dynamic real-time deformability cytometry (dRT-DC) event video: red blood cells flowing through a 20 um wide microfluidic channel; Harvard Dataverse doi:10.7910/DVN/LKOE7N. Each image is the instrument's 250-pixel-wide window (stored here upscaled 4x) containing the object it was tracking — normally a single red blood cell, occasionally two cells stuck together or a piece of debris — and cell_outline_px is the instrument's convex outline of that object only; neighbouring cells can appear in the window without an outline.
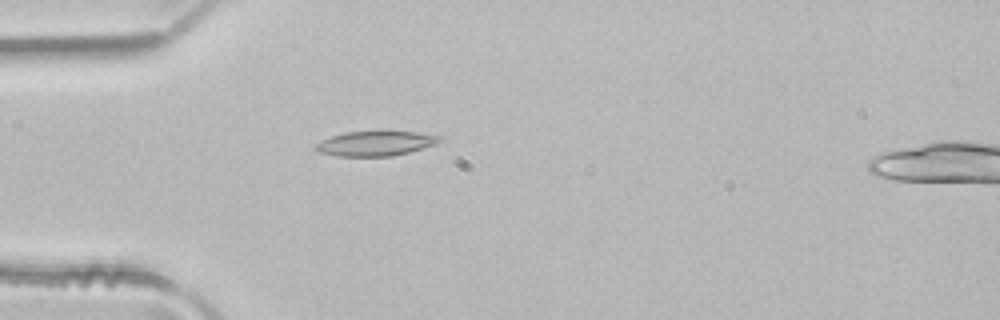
{"species": "common noctule bat (a hibernating species)", "species_latin": "Nyctalus noctula", "temperature_condition": "room temperature", "stored_images_in_passage": 3, "camera_frame_rate_fps": 3000, "um_per_image_px": 0.085, "animal": {"sex": "male", "body_mass_g": 21.5, "forearm_length_mm": 52.0}, "frame": {"image": 1, "passage_image": 2, "time_ms": 0.333, "image_size_px": [1000, 320], "cell_outline_px": [[444, 140], [436, 144], [408, 152], [392, 156], [336, 156], [320, 152], [316, 148], [316, 144], [320, 140], [344, 132], [416, 132], [444, 136]], "centroid_in_image_um": [31.96, 12.19], "position_along_channel_um": 53.0, "area_um2": 17.74}}